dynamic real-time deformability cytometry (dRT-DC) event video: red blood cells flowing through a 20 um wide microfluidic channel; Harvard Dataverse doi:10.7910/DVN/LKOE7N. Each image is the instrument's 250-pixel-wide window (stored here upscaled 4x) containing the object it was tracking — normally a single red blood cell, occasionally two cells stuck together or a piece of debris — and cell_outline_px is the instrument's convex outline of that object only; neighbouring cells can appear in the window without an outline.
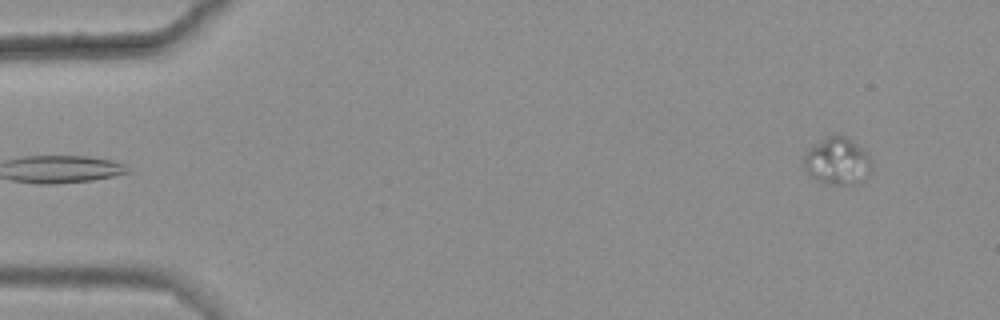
{"species": "common noctule bat (a hibernating species)", "species_latin": "Nyctalus noctula", "temperature_condition": "warm", "stored_images_in_passage": 4, "camera_frame_rate_fps": 3000, "um_per_image_px": 0.085, "animal": {"sex": "female", "body_mass_g": 25.1}, "frame": {"image": 1, "passage_image": 4, "time_ms": 1.0, "image_size_px": [1000, 320], "cell_outline_px": [[872, 172], [860, 184], [836, 184], [816, 180], [804, 168], [804, 156], [816, 144], [828, 136], [844, 136], [868, 152], [872, 160]], "centroid_in_image_um": [71.26, 13.73], "position_along_channel_um": 13.7, "area_um2": 18.38}}